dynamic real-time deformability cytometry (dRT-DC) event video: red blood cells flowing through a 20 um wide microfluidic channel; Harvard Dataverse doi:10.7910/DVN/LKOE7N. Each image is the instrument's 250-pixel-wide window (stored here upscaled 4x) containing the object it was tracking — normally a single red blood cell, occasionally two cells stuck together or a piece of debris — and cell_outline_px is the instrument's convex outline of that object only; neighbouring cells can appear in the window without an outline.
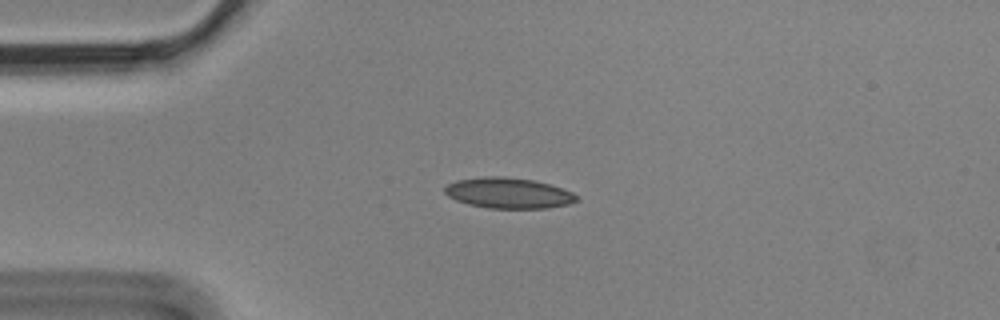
{"species": "Egyptian fruit bat (a non-hibernating species)", "species_latin": "Rousettus aegyptiacus", "temperature_condition": "cold", "stored_images_in_passage": 4, "camera_frame_rate_fps": 3000, "um_per_image_px": 0.085, "animal": {"sex": "male"}, "frame": {"image": 1, "passage_image": 3, "time_ms": 0.667, "image_size_px": [1000, 320], "cell_outline_px": [[580, 200], [568, 204], [548, 208], [488, 208], [468, 204], [456, 200], [448, 196], [444, 192], [444, 188], [448, 184], [456, 180], [480, 176], [504, 176], [532, 180], [548, 184], [572, 192]], "centroid_in_image_um": [43.19, 16.4], "position_along_channel_um": 41.8, "area_um2": 23.52}}